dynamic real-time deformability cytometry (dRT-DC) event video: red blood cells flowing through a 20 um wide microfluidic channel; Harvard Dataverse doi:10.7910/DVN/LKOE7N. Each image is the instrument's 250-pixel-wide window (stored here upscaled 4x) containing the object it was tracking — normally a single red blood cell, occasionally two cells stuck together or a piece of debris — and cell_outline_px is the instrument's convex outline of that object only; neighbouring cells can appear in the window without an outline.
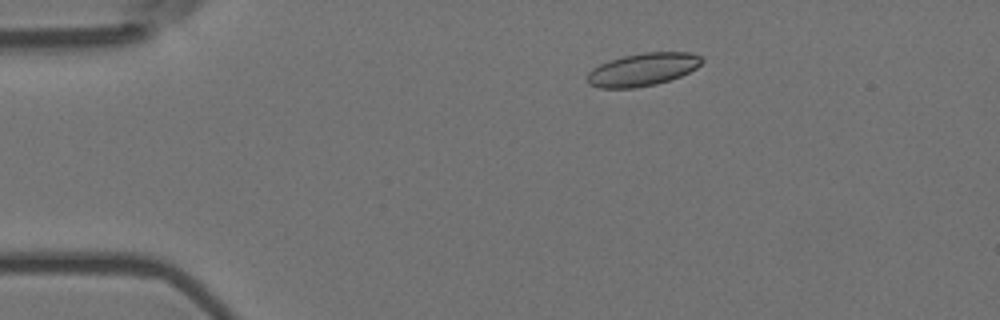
{"species": "Egyptian fruit bat (a non-hibernating species)", "species_latin": "Rousettus aegyptiacus", "temperature_condition": "room temperature", "stored_images_in_passage": 4, "camera_frame_rate_fps": 3000, "um_per_image_px": 0.085, "animal": {"sex": "female"}, "frame": {"image": 1, "passage_image": 1, "time_ms": 0.0, "image_size_px": [1000, 320], "cell_outline_px": [[704, 60], [696, 68], [680, 76], [656, 84], [632, 88], [600, 88], [588, 84], [588, 72], [592, 68], [600, 64], [624, 56], [644, 52], [692, 52], [700, 56]], "centroid_in_image_um": [54.64, 5.9], "position_along_channel_um": 30.4, "area_um2": 21.73}}
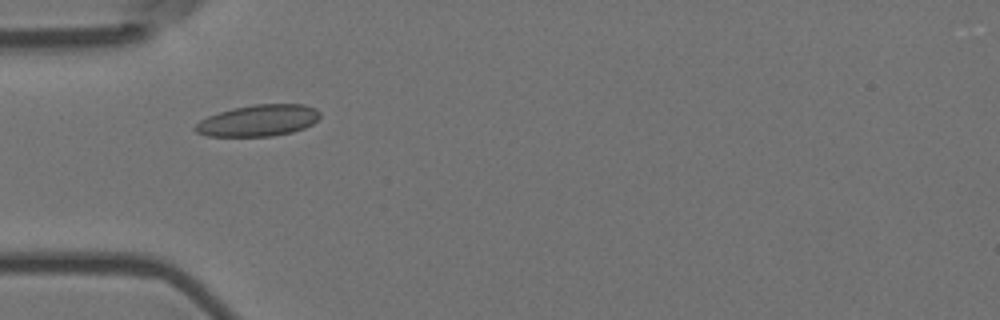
{"frame": {"image": 2, "passage_image": 3, "time_ms": 0.667, "image_size_px": [1000, 320], "cell_outline_px": [[320, 116], [312, 124], [304, 128], [292, 132], [272, 136], [208, 136], [196, 132], [192, 128], [200, 120], [208, 116], [232, 108], [256, 104], [304, 104], [316, 108], [320, 112]], "centroid_in_image_um": [21.96, 10.24], "position_along_channel_um": 63.0, "area_um2": 22.89}}
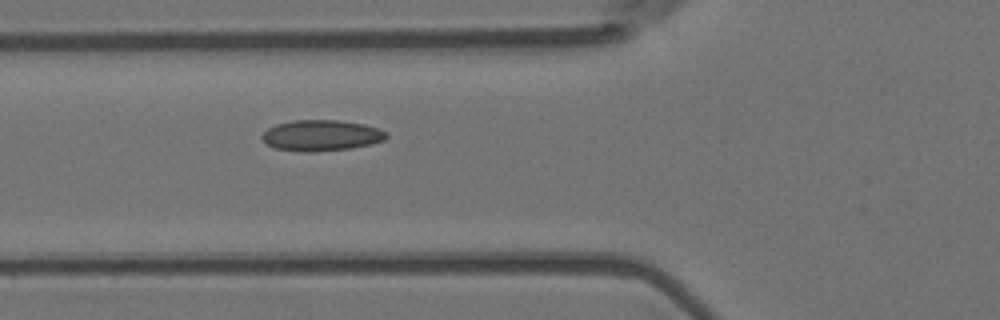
{"frame": {"image": 3, "passage_image": 4, "time_ms": 1.0, "image_size_px": [1000, 320], "cell_outline_px": [[388, 136], [384, 140], [372, 144], [352, 148], [316, 152], [308, 152], [276, 148], [268, 144], [260, 136], [268, 128], [276, 124], [292, 120], [336, 120], [364, 124], [376, 128], [384, 132]], "centroid_in_image_um": [27.31, 11.51], "position_along_channel_um": 98.5, "area_um2": 22.25}}